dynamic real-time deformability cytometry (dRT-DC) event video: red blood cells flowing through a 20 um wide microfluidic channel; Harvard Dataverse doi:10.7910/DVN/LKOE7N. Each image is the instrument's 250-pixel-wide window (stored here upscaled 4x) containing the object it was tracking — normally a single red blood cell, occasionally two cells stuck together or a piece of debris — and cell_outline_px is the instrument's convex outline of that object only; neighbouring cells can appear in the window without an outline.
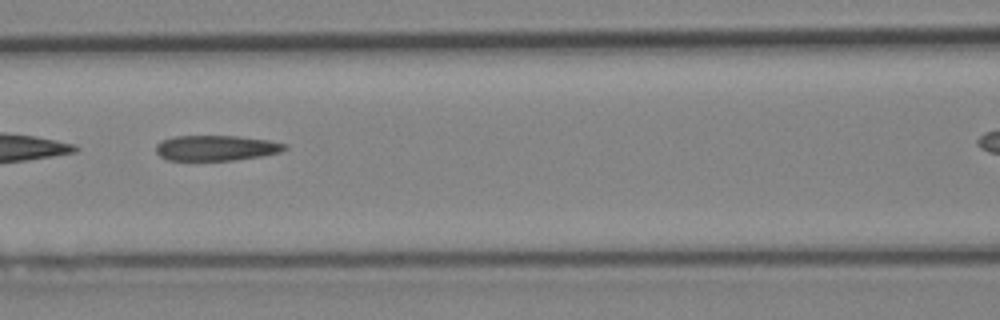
{"species": "Egyptian fruit bat (a non-hibernating species)", "species_latin": "Rousettus aegyptiacus", "temperature_condition": "cold", "stored_images_in_passage": 6, "segment_of_instrument_passage": [1, 2], "camera_frame_rate_fps": 3000, "um_per_image_px": 0.085, "animal": {"sex": "female"}, "frame": {"image": 1, "passage_image": 4, "time_ms": 3.333, "image_size_px": [1000, 320], "cell_outline_px": [[288, 148], [280, 152], [264, 156], [232, 160], [168, 160], [160, 156], [156, 152], [156, 144], [160, 140], [176, 136], [240, 136], [268, 140], [288, 144]], "centroid_in_image_um": [18.39, 12.57], "position_along_channel_um": 148.2, "area_um2": 19.19}}
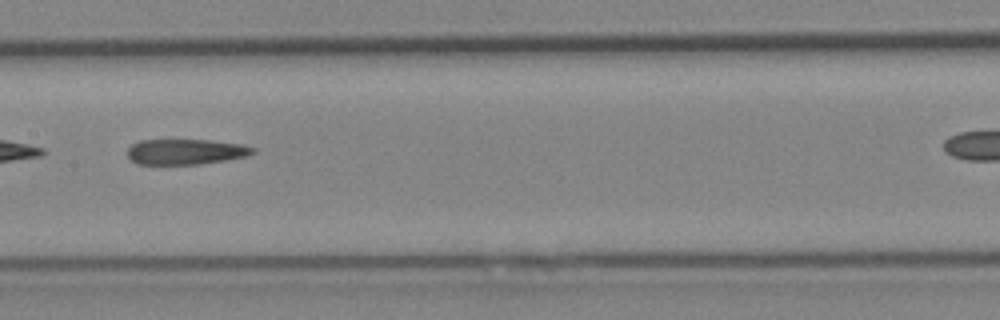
{"frame": {"image": 2, "passage_image": 5, "time_ms": 4.333, "image_size_px": [1000, 320], "cell_outline_px": [[256, 152], [244, 156], [224, 160], [196, 164], [136, 164], [128, 156], [128, 148], [132, 144], [140, 140], [212, 140], [240, 144], [256, 148]], "centroid_in_image_um": [15.76, 12.89], "position_along_channel_um": 191.6, "area_um2": 18.44}}